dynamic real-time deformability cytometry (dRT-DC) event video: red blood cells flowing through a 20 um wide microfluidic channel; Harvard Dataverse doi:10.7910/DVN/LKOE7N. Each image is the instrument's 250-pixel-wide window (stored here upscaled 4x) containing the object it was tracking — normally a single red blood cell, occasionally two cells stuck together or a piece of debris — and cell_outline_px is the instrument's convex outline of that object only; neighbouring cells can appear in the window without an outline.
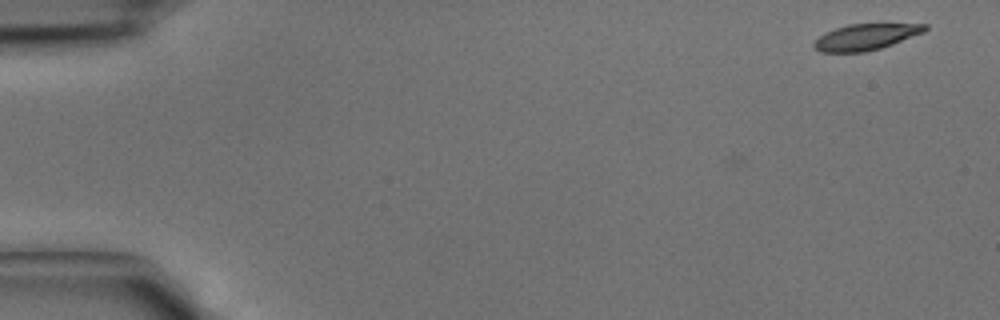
{"species": "common noctule bat (a hibernating species)", "species_latin": "Nyctalus noctula", "temperature_condition": "cold", "stored_images_in_passage": 2, "camera_frame_rate_fps": 3000, "um_per_image_px": 0.085, "animal": {"sex": "male", "body_mass_g": 15.6}, "frame": {"image": 1, "passage_image": 2, "time_ms": 0.333, "image_size_px": [1000, 320], "cell_outline_px": [[928, 28], [924, 32], [892, 44], [880, 48], [864, 52], [820, 52], [812, 48], [812, 44], [824, 32], [848, 24], [928, 24]], "centroid_in_image_um": [73.55, 3.14], "position_along_channel_um": 11.4, "area_um2": 16.82}}